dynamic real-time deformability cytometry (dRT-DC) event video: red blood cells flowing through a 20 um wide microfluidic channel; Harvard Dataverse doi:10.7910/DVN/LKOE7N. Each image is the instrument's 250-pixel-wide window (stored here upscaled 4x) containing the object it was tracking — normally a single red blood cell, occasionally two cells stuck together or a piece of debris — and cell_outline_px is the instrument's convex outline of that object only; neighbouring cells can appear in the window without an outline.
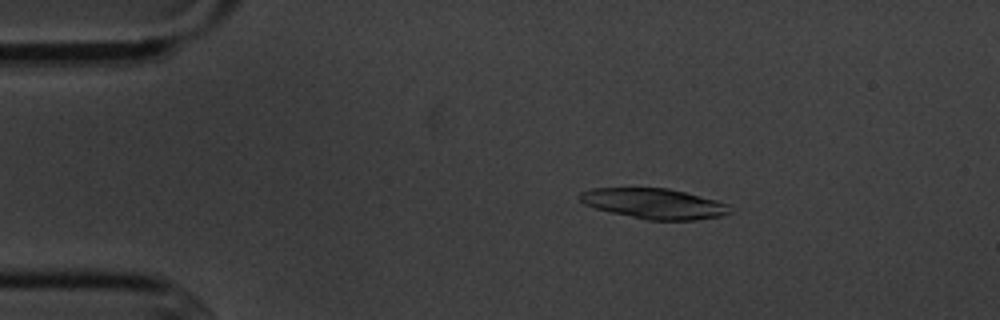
{"species": "common noctule bat (a hibernating species)", "species_latin": "Nyctalus noctula", "temperature_condition": "cold", "stored_images_in_passage": 5, "camera_frame_rate_fps": 3000, "um_per_image_px": 0.085, "animal": {"sex": "male", "body_mass_g": 20.1, "forearm_length_mm": 53.5}, "frame": {"image": 1, "passage_image": 2, "time_ms": 1.0, "image_size_px": [1000, 320], "cell_outline_px": [[732, 212], [724, 216], [696, 220], [648, 220], [612, 212], [596, 208], [584, 204], [580, 200], [580, 192], [592, 188], [668, 188], [716, 200], [728, 204]], "centroid_in_image_um": [55.64, 17.31], "position_along_channel_um": 29.4, "area_um2": 26.41}}